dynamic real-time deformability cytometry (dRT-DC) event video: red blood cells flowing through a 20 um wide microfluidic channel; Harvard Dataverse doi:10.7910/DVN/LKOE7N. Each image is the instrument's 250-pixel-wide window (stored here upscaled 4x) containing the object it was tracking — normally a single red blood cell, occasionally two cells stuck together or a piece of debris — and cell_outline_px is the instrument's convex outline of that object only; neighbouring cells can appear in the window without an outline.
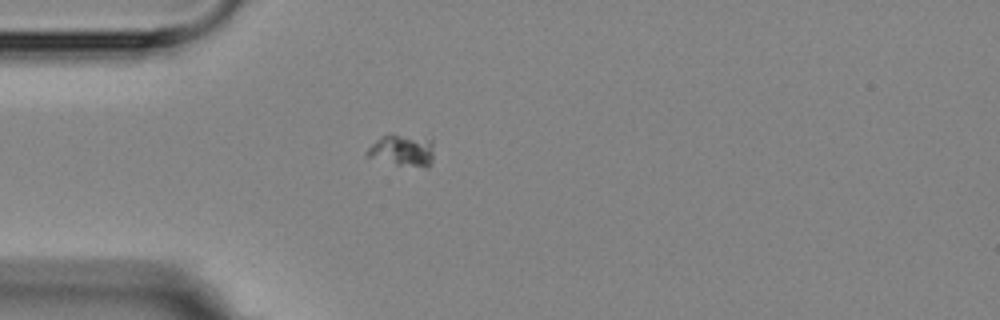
{"species": "Egyptian fruit bat (a non-hibernating species)", "species_latin": "Rousettus aegyptiacus", "temperature_condition": "room temperature", "stored_images_in_passage": 2, "camera_frame_rate_fps": 3000, "um_per_image_px": 0.085, "animal": {"sex": "female"}, "frame": {"image": 1, "passage_image": 1, "time_ms": 0.0, "image_size_px": [1000, 320], "cell_outline_px": [[432, 164], [428, 168], [424, 168], [396, 164], [364, 156], [364, 152], [380, 136], [392, 132], [432, 140]], "centroid_in_image_um": [34.17, 12.77], "position_along_channel_um": 50.8, "area_um2": 12.66}}